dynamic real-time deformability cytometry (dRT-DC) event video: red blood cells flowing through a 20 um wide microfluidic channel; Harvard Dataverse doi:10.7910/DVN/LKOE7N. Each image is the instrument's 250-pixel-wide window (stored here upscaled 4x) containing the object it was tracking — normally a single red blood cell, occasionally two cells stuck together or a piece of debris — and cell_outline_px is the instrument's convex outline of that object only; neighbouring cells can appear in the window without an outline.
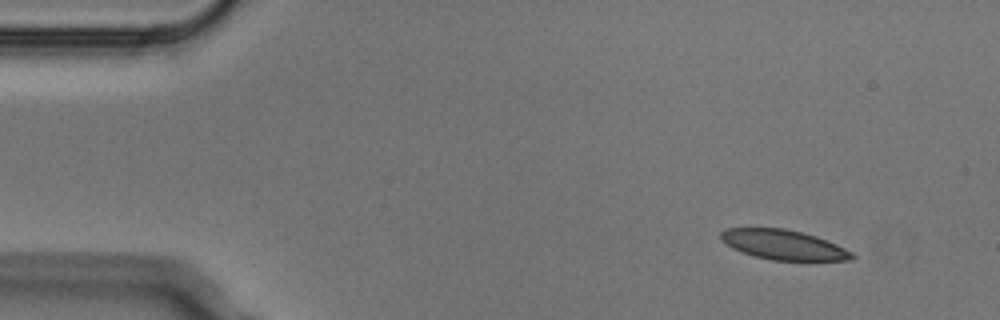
{"species": "Egyptian fruit bat (a non-hibernating species)", "species_latin": "Rousettus aegyptiacus", "temperature_condition": "cold", "stored_images_in_passage": 3, "camera_frame_rate_fps": 3000, "um_per_image_px": 0.085, "animal": {"sex": "male"}, "frame": {"image": 1, "passage_image": 1, "time_ms": 0.0, "image_size_px": [1000, 320], "cell_outline_px": [[856, 256], [852, 260], [772, 260], [740, 252], [732, 248], [720, 240], [720, 232], [724, 228], [784, 228], [816, 236], [836, 244], [852, 252]], "centroid_in_image_um": [66.56, 20.8], "position_along_channel_um": 18.4, "area_um2": 22.72}}